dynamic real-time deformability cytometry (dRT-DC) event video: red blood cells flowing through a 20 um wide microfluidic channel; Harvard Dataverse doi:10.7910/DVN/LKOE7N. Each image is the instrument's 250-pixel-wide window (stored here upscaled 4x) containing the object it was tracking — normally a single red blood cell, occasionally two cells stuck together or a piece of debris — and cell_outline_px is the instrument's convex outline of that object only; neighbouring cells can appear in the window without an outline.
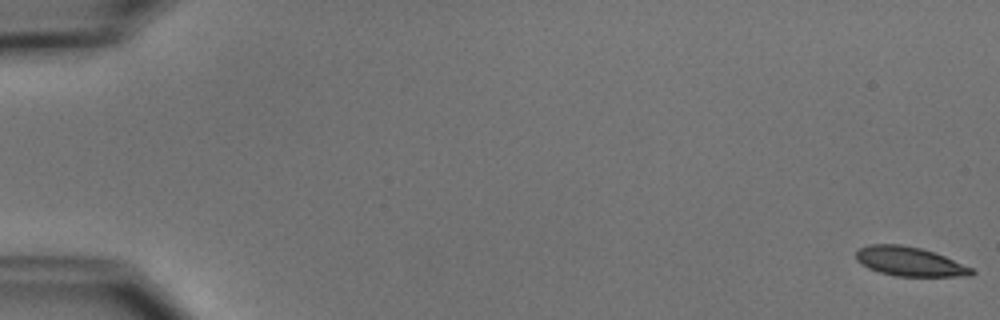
{"species": "common noctule bat (a hibernating species)", "species_latin": "Nyctalus noctula", "temperature_condition": "cold", "stored_images_in_passage": 55, "camera_frame_rate_fps": 3000, "um_per_image_px": 0.085, "animal": {"sex": "male", "body_mass_g": 15.6}, "frame": {"image": 1, "passage_image": 1, "time_ms": 0.0, "image_size_px": [1000, 320], "cell_outline_px": [[976, 272], [972, 276], [896, 276], [880, 272], [868, 268], [860, 264], [856, 260], [856, 252], [860, 248], [868, 244], [900, 244], [920, 248], [944, 256], [972, 268]], "centroid_in_image_um": [77.29, 22.23], "position_along_channel_um": 7.7, "area_um2": 19.59}}
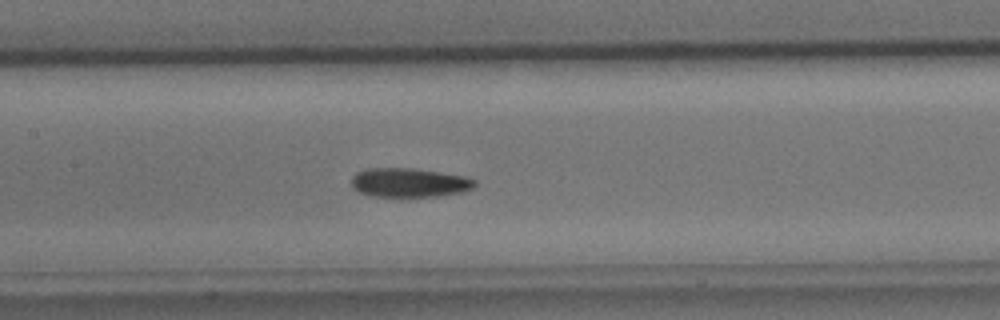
{"frame": {"image": 2, "passage_image": 27, "time_ms": 8.667, "image_size_px": [1000, 320], "cell_outline_px": [[476, 184], [472, 188], [464, 192], [440, 196], [372, 196], [360, 192], [352, 188], [352, 176], [356, 172], [368, 168], [412, 168], [440, 172], [464, 176], [476, 180]], "centroid_in_image_um": [34.79, 15.52], "position_along_channel_um": 172.6, "area_um2": 20.92}}
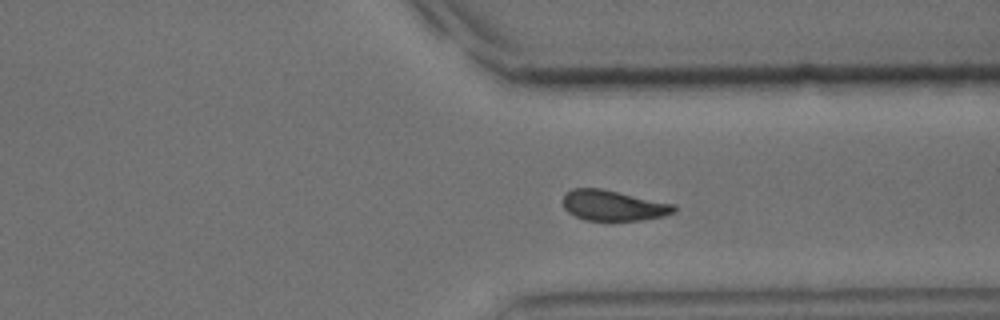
{"frame": {"image": 3, "passage_image": 42, "time_ms": 13.667, "image_size_px": [1000, 320], "cell_outline_px": [[676, 212], [664, 216], [640, 220], [584, 220], [568, 212], [564, 208], [564, 192], [572, 188], [600, 188], [676, 204]], "centroid_in_image_um": [52.14, 17.46], "position_along_channel_um": 359.3, "area_um2": 19.77}, "authors_computed_cell_mechanics": {"area_um2": 20.4612, "velocity_mm_per_s": 3.7348, "shape_relaxation_time_tau1_ms": 3.4913, "shape_relaxation_time_tau2_ms": null, "deformation_change_tau1": 0.1237, "deformation_change_tau2": null}}